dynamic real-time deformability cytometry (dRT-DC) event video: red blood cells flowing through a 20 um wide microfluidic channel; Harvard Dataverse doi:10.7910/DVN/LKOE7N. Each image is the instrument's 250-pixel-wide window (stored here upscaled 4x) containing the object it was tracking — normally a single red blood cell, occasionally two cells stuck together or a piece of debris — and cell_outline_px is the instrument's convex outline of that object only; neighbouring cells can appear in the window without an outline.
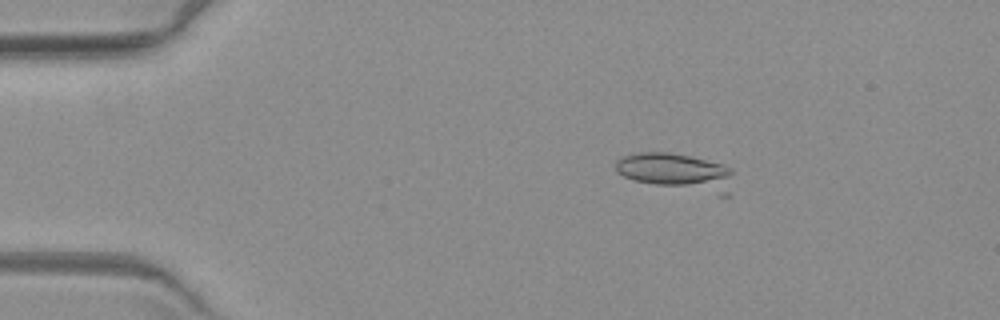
{"species": "common noctule bat (a hibernating species)", "species_latin": "Nyctalus noctula", "temperature_condition": "warm", "stored_images_in_passage": 4, "camera_frame_rate_fps": 3000, "um_per_image_px": 0.085, "animal": {"sex": "female", "body_mass_g": 19.3, "forearm_length_mm": 54.1}, "frame": {"image": 1, "passage_image": 2, "time_ms": 2.0, "image_size_px": [1000, 320], "cell_outline_px": [[732, 196], [716, 196], [636, 180], [624, 176], [616, 172], [616, 160], [620, 156], [636, 152], [668, 152], [688, 156], [724, 164], [732, 168]], "centroid_in_image_um": [57.59, 14.63], "position_along_channel_um": 27.4, "area_um2": 25.84}}